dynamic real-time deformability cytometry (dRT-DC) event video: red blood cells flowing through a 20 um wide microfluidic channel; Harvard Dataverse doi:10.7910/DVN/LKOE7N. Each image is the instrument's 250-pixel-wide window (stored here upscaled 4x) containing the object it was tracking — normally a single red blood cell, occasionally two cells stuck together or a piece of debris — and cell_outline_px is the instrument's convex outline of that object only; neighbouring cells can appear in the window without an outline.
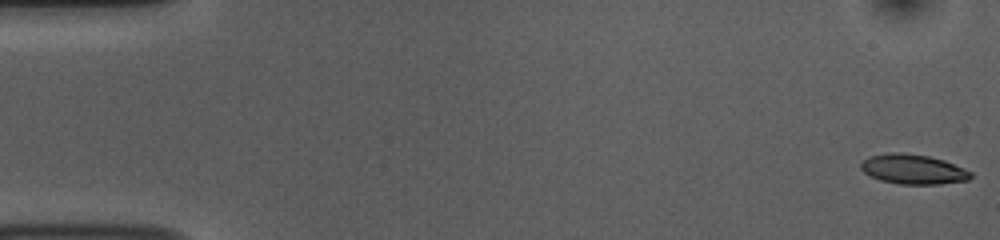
{"species": "common noctule bat (a hibernating species)", "species_latin": "Nyctalus noctula", "temperature_condition": "room temperature", "stored_images_in_passage": 53, "camera_frame_rate_fps": 3000, "um_per_image_px": 0.085, "animal": {"sex": "female", "body_mass_g": 10.0, "forearm_length_mm": 53.1}, "frame": {"image": 1, "passage_image": 1, "time_ms": 0.0, "image_size_px": [1000, 240], "cell_outline_px": [[972, 176], [968, 180], [940, 184], [900, 184], [880, 180], [864, 172], [860, 168], [860, 164], [868, 156], [888, 152], [904, 152], [928, 156], [944, 160], [964, 168], [972, 172]], "centroid_in_image_um": [77.61, 14.37], "position_along_channel_um": 7.4, "area_um2": 19.13}}
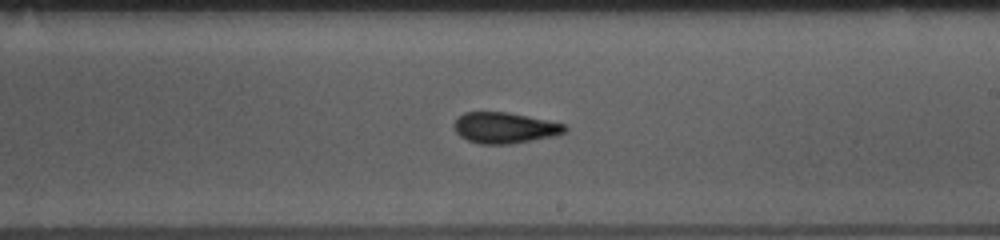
{"frame": {"image": 2, "passage_image": 31, "time_ms": 10.0, "image_size_px": [1000, 240], "cell_outline_px": [[568, 128], [564, 132], [556, 136], [512, 144], [480, 144], [468, 140], [460, 136], [456, 132], [452, 124], [464, 112], [508, 112], [548, 120], [564, 124]], "centroid_in_image_um": [42.91, 10.87], "position_along_channel_um": 246.1, "area_um2": 20.06}}
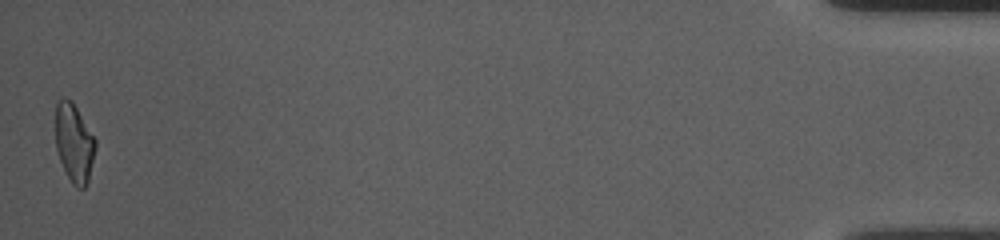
{"frame": {"image": 3, "passage_image": 53, "time_ms": 17.333, "image_size_px": [1000, 240], "cell_outline_px": [[96, 148], [88, 180], [84, 188], [76, 188], [72, 184], [60, 160], [56, 148], [56, 100], [64, 96], [72, 100], [96, 140]], "centroid_in_image_um": [6.3, 12.11], "position_along_channel_um": 428.9, "area_um2": 18.26}, "authors_computed_cell_mechanics": {"area_um2": 19.4208, "velocity_mm_per_s": 3.7551, "shape_relaxation_time_tau1_ms": 4.8526, "shape_relaxation_time_tau2_ms": 2.1934, "deformation_change_tau1": 0.162, "deformation_change_tau2": 0.0992}}